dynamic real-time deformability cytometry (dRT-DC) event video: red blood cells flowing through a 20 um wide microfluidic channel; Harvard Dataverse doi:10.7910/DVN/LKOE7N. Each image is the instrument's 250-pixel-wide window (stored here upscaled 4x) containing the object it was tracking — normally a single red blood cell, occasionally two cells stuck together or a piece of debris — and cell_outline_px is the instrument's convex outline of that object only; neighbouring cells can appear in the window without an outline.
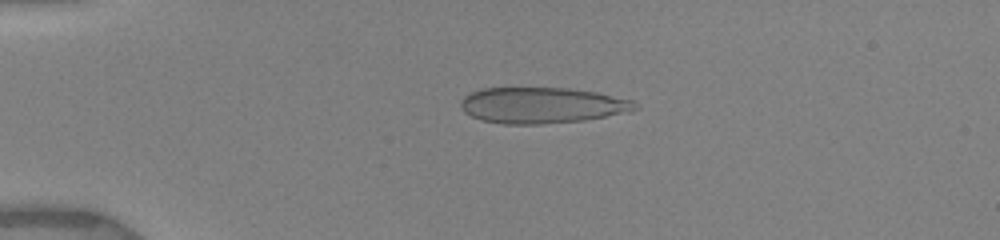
{"species": "human", "species_latin": "Homo sapiens", "temperature_condition": "warm", "stored_images_in_passage": 17, "camera_frame_rate_fps": 3000, "um_per_image_px": 0.085, "donor": {"sex": "female"}, "frame": {"image": 1, "passage_image": 5, "time_ms": 1.667, "image_size_px": [1000, 240], "cell_outline_px": [[640, 108], [632, 112], [584, 120], [540, 124], [504, 124], [480, 120], [464, 112], [460, 108], [460, 100], [464, 96], [472, 92], [484, 88], [568, 88], [596, 92], [636, 100]], "centroid_in_image_um": [46.12, 8.95], "position_along_channel_um": 38.9, "area_um2": 36.93}}